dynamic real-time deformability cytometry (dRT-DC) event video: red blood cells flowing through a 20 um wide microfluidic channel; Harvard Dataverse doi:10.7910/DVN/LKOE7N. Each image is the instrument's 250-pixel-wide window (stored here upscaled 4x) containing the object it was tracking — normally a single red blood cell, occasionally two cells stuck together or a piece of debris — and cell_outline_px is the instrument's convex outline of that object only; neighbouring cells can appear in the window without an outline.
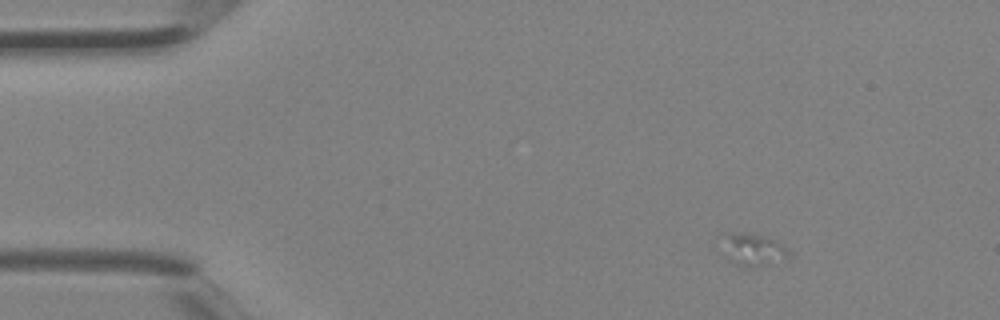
{"species": "Egyptian fruit bat (a non-hibernating species)", "species_latin": "Rousettus aegyptiacus", "temperature_condition": "room temperature", "stored_images_in_passage": 2, "camera_frame_rate_fps": 3000, "um_per_image_px": 0.085, "animal": {"sex": "female"}, "frame": {"image": 1, "passage_image": 1, "time_ms": 0.0, "image_size_px": [1000, 320], "cell_outline_px": [[792, 256], [784, 260], [768, 264], [744, 268], [728, 260], [724, 232], [740, 232], [772, 240], [792, 252]], "centroid_in_image_um": [64.05, 21.26], "position_along_channel_um": 21.0, "area_um2": 12.02}}